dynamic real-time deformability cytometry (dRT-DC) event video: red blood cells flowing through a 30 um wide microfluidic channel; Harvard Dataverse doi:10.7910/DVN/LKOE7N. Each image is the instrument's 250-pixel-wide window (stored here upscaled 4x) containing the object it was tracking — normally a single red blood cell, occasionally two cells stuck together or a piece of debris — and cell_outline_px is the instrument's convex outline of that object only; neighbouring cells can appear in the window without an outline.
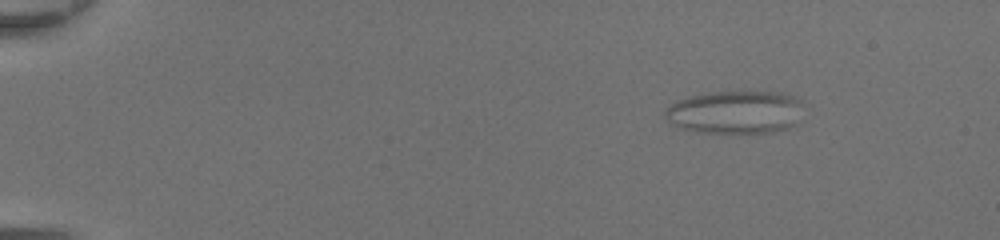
{"species": "common noctule bat (a hibernating species)", "species_latin": "Nyctalus noctula", "temperature_condition": "room temperature", "stored_images_in_passage": 50, "camera_frame_rate_fps": 3000, "um_per_image_px": 0.085, "animal": {"sex": "female", "body_mass_g": 20.0, "forearm_length_mm": 54.0}, "frame": {"image": 1, "passage_image": 8, "time_ms": 2.333, "image_size_px": [1000, 240], "cell_outline_px": [[804, 104], [796, 124], [788, 128], [776, 132], [696, 132], [680, 128], [672, 124], [664, 116], [664, 112], [668, 104], [676, 100], [688, 96], [716, 92], [780, 92], [796, 96]], "centroid_in_image_um": [62.5, 9.53], "position_along_channel_um": 22.5, "area_um2": 34.97}}
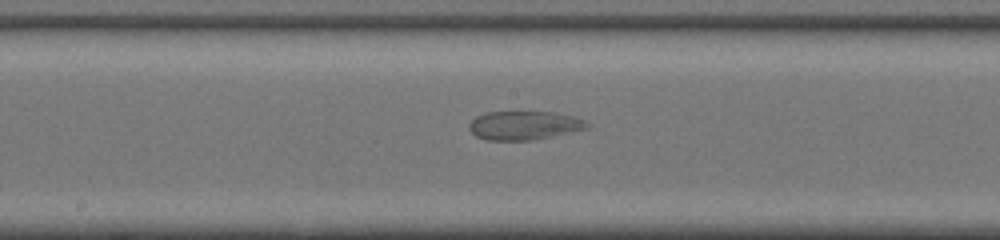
{"frame": {"image": 2, "passage_image": 29, "time_ms": 9.333, "image_size_px": [1000, 240], "cell_outline_px": [[592, 124], [588, 128], [552, 136], [532, 140], [484, 140], [476, 136], [468, 128], [468, 124], [476, 116], [484, 112], [556, 112], [576, 116]], "centroid_in_image_um": [44.56, 10.65], "position_along_channel_um": 203.6, "area_um2": 19.94}}
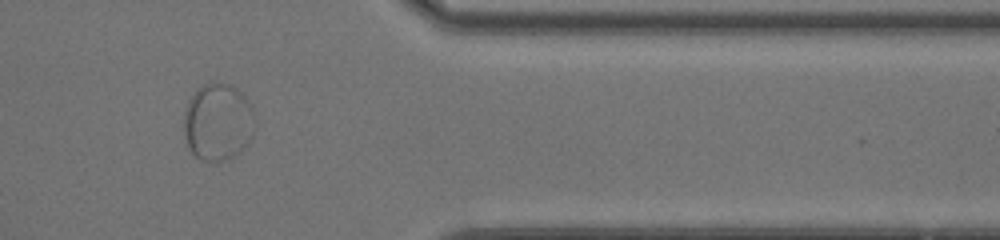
{"frame": {"image": 3, "passage_image": 43, "time_ms": 14.0, "image_size_px": [1000, 240], "cell_outline_px": [[256, 128], [252, 136], [240, 152], [224, 160], [200, 160], [188, 148], [184, 136], [184, 112], [188, 100], [196, 88], [204, 84], [228, 84], [236, 88], [252, 104], [256, 112]], "centroid_in_image_um": [18.54, 10.36], "position_along_channel_um": 392.9, "area_um2": 32.31}}